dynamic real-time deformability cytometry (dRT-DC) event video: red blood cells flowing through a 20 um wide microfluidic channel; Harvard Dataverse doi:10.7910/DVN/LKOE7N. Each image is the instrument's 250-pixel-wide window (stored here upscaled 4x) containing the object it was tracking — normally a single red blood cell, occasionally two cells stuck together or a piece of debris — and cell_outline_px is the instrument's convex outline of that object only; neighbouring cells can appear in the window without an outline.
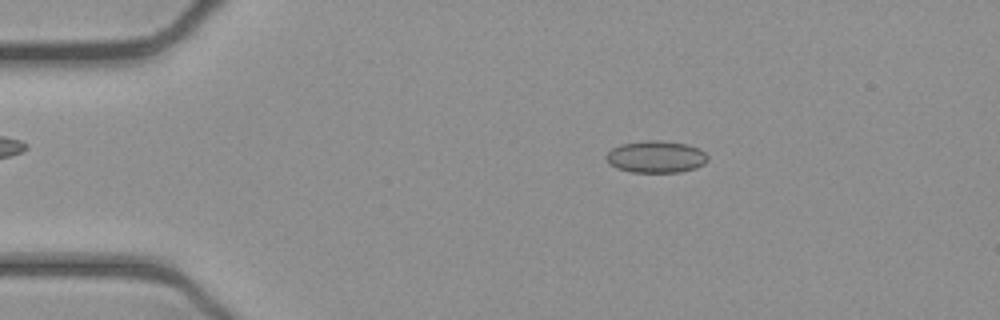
{"species": "common noctule bat (a hibernating species)", "species_latin": "Nyctalus noctula", "temperature_condition": "cold", "stored_images_in_passage": 49, "camera_frame_rate_fps": 3000, "um_per_image_px": 0.085, "animal": {"sex": "female", "body_mass_g": 21.9}, "frame": {"image": 1, "passage_image": 6, "time_ms": 1.667, "image_size_px": [1000, 320], "cell_outline_px": [[708, 160], [704, 164], [696, 168], [680, 172], [632, 172], [616, 168], [608, 164], [604, 156], [612, 148], [620, 144], [648, 140], [656, 140], [688, 144], [704, 152], [708, 156]], "centroid_in_image_um": [55.73, 13.33], "position_along_channel_um": 29.3, "area_um2": 19.02}}
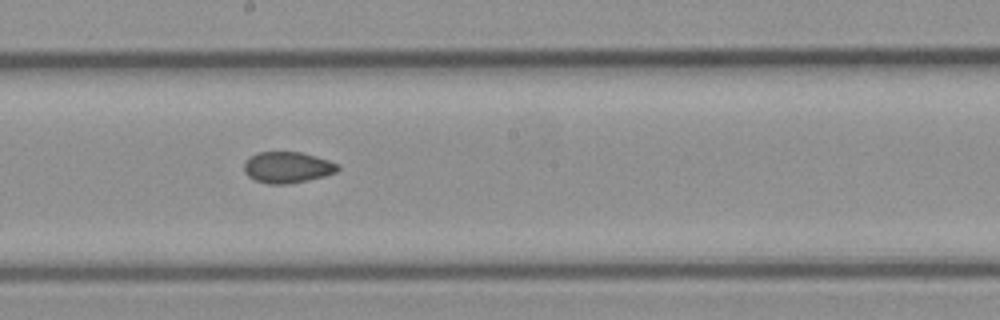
{"frame": {"image": 2, "passage_image": 25, "time_ms": 8.0, "image_size_px": [1000, 320], "cell_outline_px": [[340, 168], [336, 172], [324, 176], [308, 180], [288, 184], [268, 184], [256, 180], [248, 176], [244, 172], [244, 164], [248, 156], [260, 152], [300, 152], [316, 156], [340, 164]], "centroid_in_image_um": [24.43, 14.22], "position_along_channel_um": 223.8, "area_um2": 17.11}}
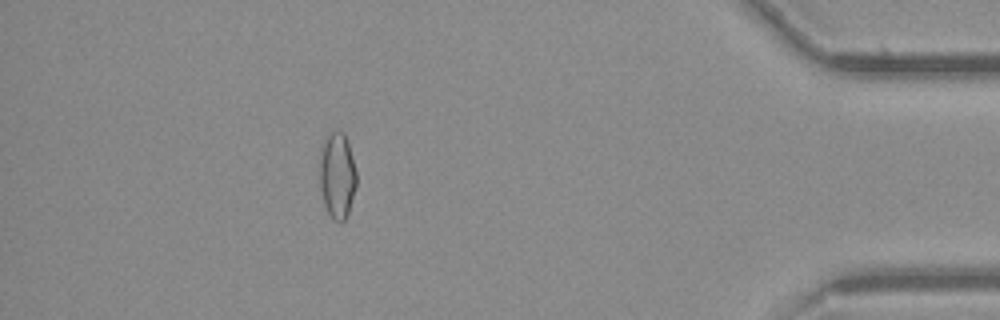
{"frame": {"image": 3, "passage_image": 43, "time_ms": 14.0, "image_size_px": [1000, 320], "cell_outline_px": [[356, 184], [348, 212], [344, 220], [340, 224], [332, 220], [324, 204], [320, 188], [316, 164], [320, 148], [328, 132], [340, 128], [344, 132], [348, 140], [356, 172]], "centroid_in_image_um": [28.6, 14.84], "position_along_channel_um": 406.6, "area_um2": 19.36}, "authors_computed_cell_mechanics": {"area_um2": 17.6868, "velocity_mm_per_s": 3.9171, "shape_relaxation_time_tau1_ms": null, "shape_relaxation_time_tau2_ms": 2.3142, "deformation_change_tau1": null, "deformation_change_tau2": 0.0574}}